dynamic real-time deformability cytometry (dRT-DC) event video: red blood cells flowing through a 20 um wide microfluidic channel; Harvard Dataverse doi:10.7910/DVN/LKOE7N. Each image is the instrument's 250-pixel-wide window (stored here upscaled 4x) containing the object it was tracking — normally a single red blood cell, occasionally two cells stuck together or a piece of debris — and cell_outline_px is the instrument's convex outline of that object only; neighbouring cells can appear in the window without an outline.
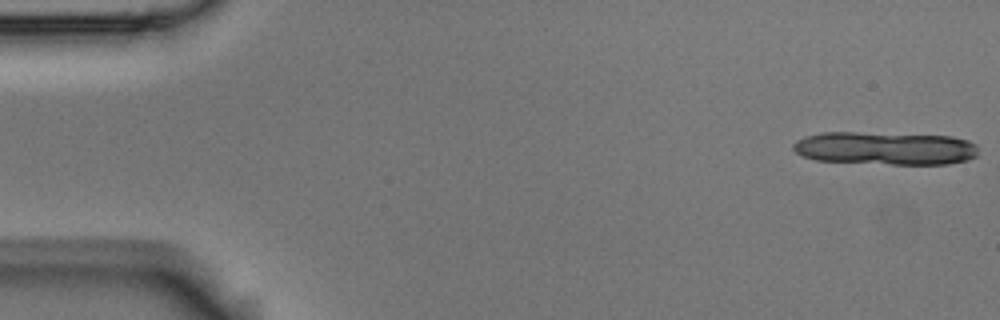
{"species": "Egyptian fruit bat (a non-hibernating species)", "species_latin": "Rousettus aegyptiacus", "temperature_condition": "room temperature", "stored_images_in_passage": 12, "camera_frame_rate_fps": 3000, "um_per_image_px": 0.085, "animal": {"sex": "male"}, "frame": {"image": 1, "passage_image": 1, "time_ms": 0.0, "image_size_px": [1000, 320], "cell_outline_px": [[976, 156], [968, 160], [948, 164], [892, 164], [816, 160], [804, 156], [796, 152], [792, 148], [792, 144], [796, 140], [804, 136], [824, 132], [856, 132], [952, 136], [968, 140], [976, 144]], "centroid_in_image_um": [75.24, 12.59], "position_along_channel_um": 9.8, "area_um2": 35.72}}